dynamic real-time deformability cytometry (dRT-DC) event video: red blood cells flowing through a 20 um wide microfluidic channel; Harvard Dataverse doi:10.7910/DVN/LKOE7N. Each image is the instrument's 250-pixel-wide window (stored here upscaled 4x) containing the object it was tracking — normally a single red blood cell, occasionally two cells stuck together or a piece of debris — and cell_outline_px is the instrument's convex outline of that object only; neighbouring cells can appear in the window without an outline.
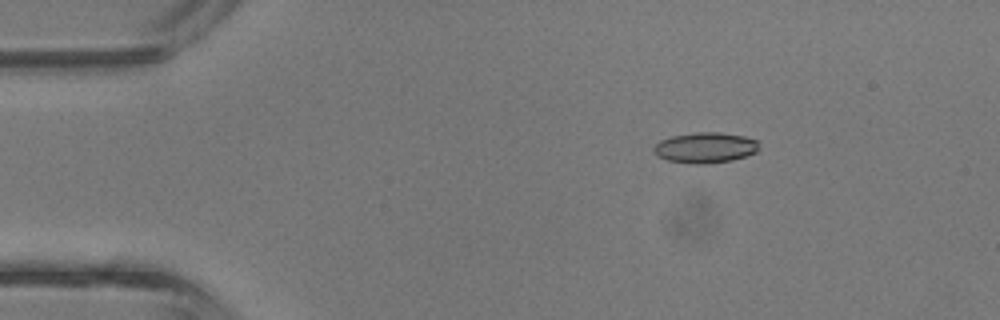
{"species": "common noctule bat (a hibernating species)", "species_latin": "Nyctalus noctula", "temperature_condition": "room temperature", "stored_images_in_passage": 32, "camera_frame_rate_fps": 3000, "um_per_image_px": 0.085, "animal": {"sex": "male", "body_mass_g": 13.3}, "frame": {"image": 1, "passage_image": 1, "time_ms": 0.0, "image_size_px": [1000, 320], "cell_outline_px": [[760, 144], [756, 152], [732, 160], [708, 164], [688, 164], [668, 160], [656, 156], [652, 152], [652, 148], [660, 140], [672, 136], [696, 132], [720, 132], [744, 136], [756, 140]], "centroid_in_image_um": [59.91, 12.56], "position_along_channel_um": 25.1, "area_um2": 18.96}}
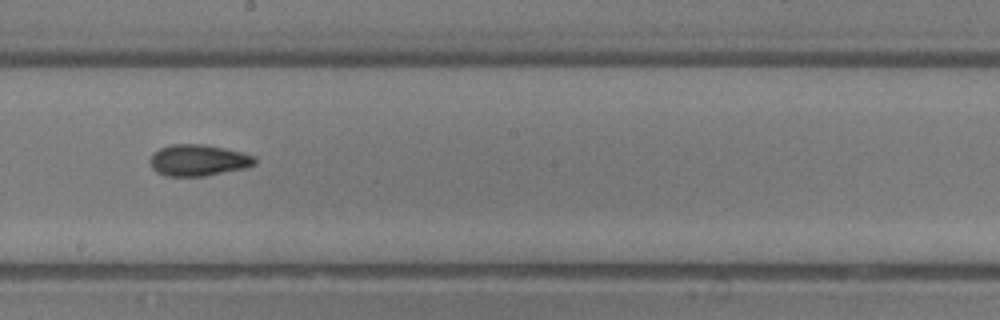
{"frame": {"image": 2, "passage_image": 18, "time_ms": 5.667, "image_size_px": [1000, 320], "cell_outline_px": [[256, 164], [244, 168], [204, 176], [164, 176], [156, 172], [152, 168], [152, 156], [160, 148], [172, 144], [204, 144], [224, 148], [256, 156]], "centroid_in_image_um": [16.88, 13.62], "position_along_channel_um": 231.3, "area_um2": 18.96}}
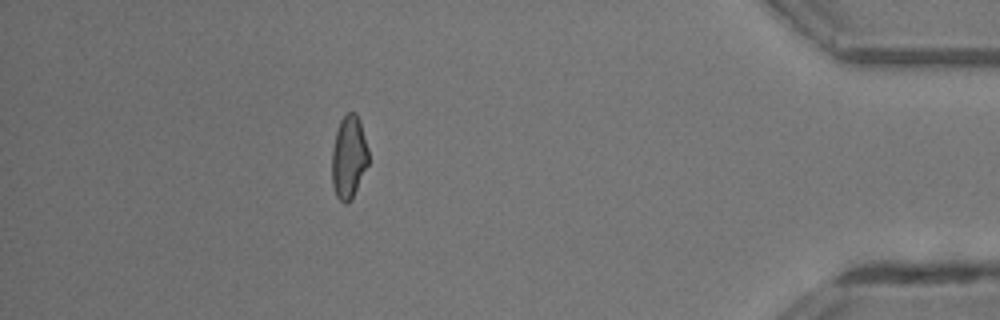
{"frame": {"image": 3, "passage_image": 32, "time_ms": 10.333, "image_size_px": [1000, 320], "cell_outline_px": [[368, 164], [352, 200], [348, 204], [344, 204], [336, 196], [332, 184], [332, 148], [336, 132], [340, 120], [348, 112], [356, 112], [360, 120], [368, 148]], "centroid_in_image_um": [29.65, 13.37], "position_along_channel_um": 405.6, "area_um2": 17.86}, "authors_computed_cell_mechanics": {"area_um2": 18.5538, "velocity_mm_per_s": 4.8435, "shape_relaxation_time_tau1_ms": 4.0272, "shape_relaxation_time_tau2_ms": 2.4666, "deformation_change_tau1": 0.1217, "deformation_change_tau2": 0.0853}}